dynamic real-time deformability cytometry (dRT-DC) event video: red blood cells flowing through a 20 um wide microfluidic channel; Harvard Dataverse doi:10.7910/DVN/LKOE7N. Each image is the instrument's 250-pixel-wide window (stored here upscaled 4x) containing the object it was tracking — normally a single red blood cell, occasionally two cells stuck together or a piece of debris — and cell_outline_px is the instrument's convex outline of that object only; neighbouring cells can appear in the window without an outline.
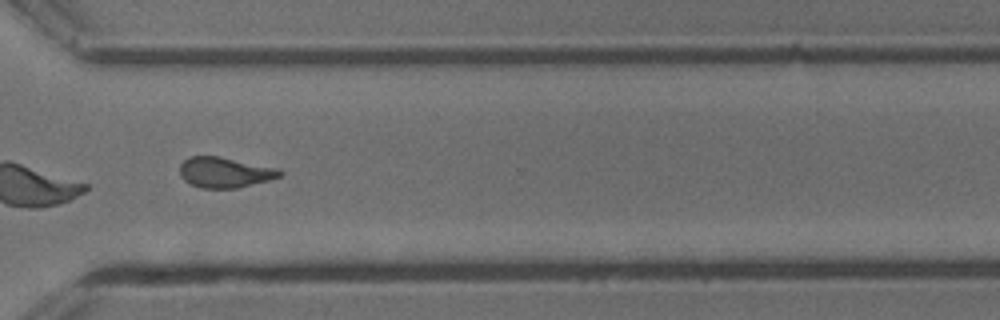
{"species": "common noctule bat (a hibernating species)", "species_latin": "Nyctalus noctula", "temperature_condition": "cold", "stored_images_in_passage": 16, "camera_frame_rate_fps": 3000, "um_per_image_px": 0.085, "animal": {"sex": "male", "body_mass_g": 13.3}, "frame": {"image": 1, "passage_image": 12, "time_ms": 3.667, "image_size_px": [1000, 320], "cell_outline_px": [[284, 172], [280, 176], [268, 180], [236, 188], [200, 188], [184, 180], [180, 176], [180, 164], [188, 156], [220, 156], [280, 168]], "centroid_in_image_um": [19.11, 14.64], "position_along_channel_um": 351.5, "area_um2": 17.86}}